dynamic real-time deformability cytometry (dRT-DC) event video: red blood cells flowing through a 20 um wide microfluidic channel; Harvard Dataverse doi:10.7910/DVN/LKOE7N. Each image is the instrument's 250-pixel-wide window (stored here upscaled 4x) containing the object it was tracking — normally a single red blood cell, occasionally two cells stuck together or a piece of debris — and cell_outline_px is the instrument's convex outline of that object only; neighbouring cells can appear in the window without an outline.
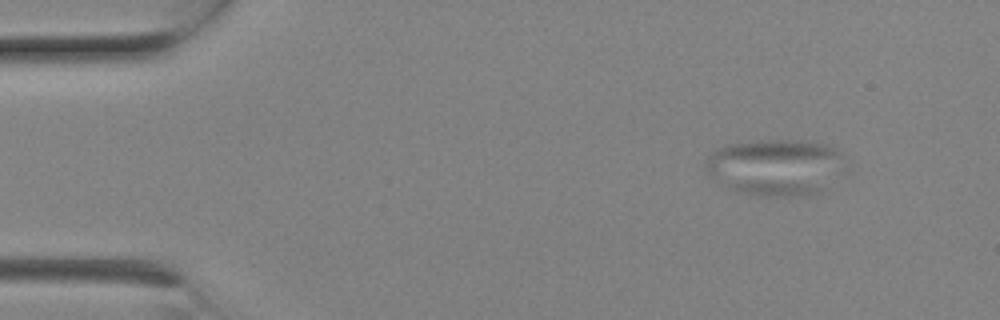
{"species": "Egyptian fruit bat (a non-hibernating species)", "species_latin": "Rousettus aegyptiacus", "temperature_condition": "room temperature", "stored_images_in_passage": 7, "camera_frame_rate_fps": 3000, "um_per_image_px": 0.085, "animal": {"sex": "female"}, "frame": {"image": 1, "passage_image": 2, "time_ms": 0.333, "image_size_px": [1000, 320], "cell_outline_px": [[844, 152], [820, 192], [808, 196], [764, 196], [736, 192], [728, 188], [712, 176], [704, 164], [704, 160], [716, 148], [728, 144], [756, 140], [808, 140], [828, 144]], "centroid_in_image_um": [65.79, 14.17], "position_along_channel_um": 19.2, "area_um2": 45.08}}
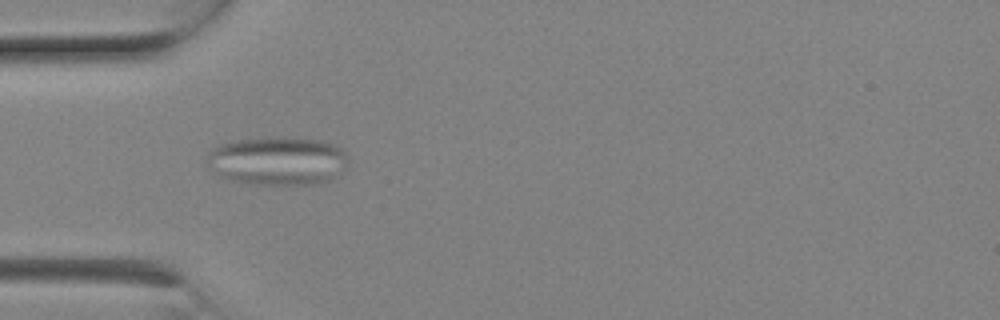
{"frame": {"image": 2, "passage_image": 6, "time_ms": 1.667, "image_size_px": [1000, 320], "cell_outline_px": [[348, 160], [344, 168], [328, 180], [320, 184], [252, 184], [232, 180], [220, 176], [208, 168], [204, 160], [208, 152], [212, 148], [220, 144], [260, 136], [280, 136], [324, 140], [340, 148], [348, 156]], "centroid_in_image_um": [23.54, 13.65], "position_along_channel_um": 61.5, "area_um2": 40.46}}